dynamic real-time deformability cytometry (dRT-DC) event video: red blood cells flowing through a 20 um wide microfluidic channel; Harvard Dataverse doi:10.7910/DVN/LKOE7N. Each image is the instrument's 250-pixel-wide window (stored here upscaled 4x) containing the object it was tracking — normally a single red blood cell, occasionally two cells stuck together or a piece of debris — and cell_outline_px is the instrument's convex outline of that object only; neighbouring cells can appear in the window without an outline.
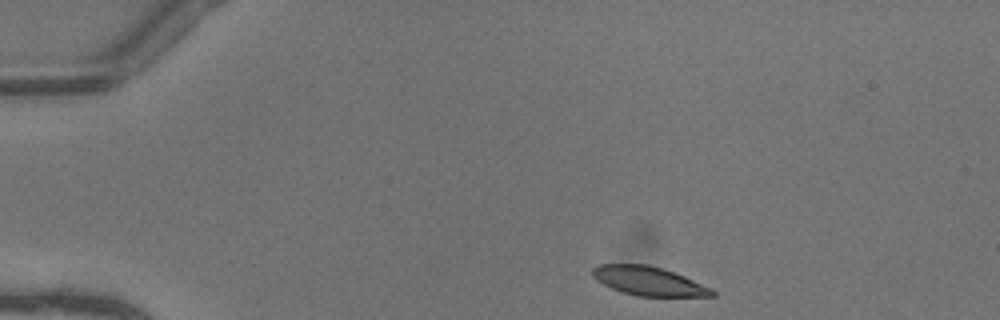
{"species": "common noctule bat (a hibernating species)", "species_latin": "Nyctalus noctula", "temperature_condition": "warm", "stored_images_in_passage": 43, "camera_frame_rate_fps": 3000, "um_per_image_px": 0.085, "animal": {"sex": "female"}, "frame": {"image": 1, "passage_image": 1, "time_ms": 0.0, "image_size_px": [1000, 320], "cell_outline_px": [[716, 296], [636, 296], [620, 292], [596, 280], [592, 276], [592, 268], [600, 264], [648, 264], [684, 276], [712, 288], [716, 292]], "centroid_in_image_um": [55.12, 23.89], "position_along_channel_um": 29.9, "area_um2": 20.11}}
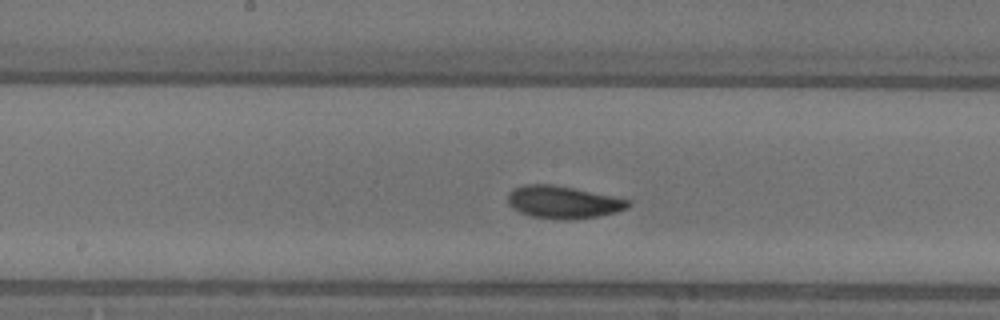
{"frame": {"image": 2, "passage_image": 19, "time_ms": 6.0, "image_size_px": [1000, 320], "cell_outline_px": [[632, 204], [628, 208], [616, 212], [600, 216], [572, 220], [556, 220], [532, 216], [520, 212], [512, 208], [508, 204], [508, 196], [512, 188], [524, 184], [552, 184], [572, 188], [628, 200]], "centroid_in_image_um": [47.83, 17.2], "position_along_channel_um": 200.4, "area_um2": 22.77}}
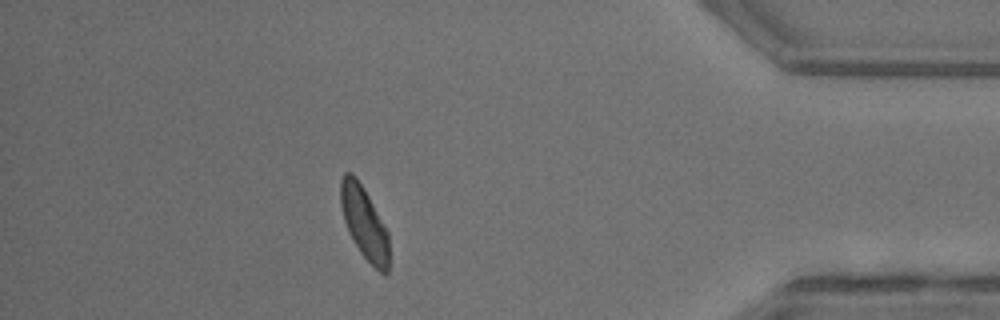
{"frame": {"image": 3, "passage_image": 37, "time_ms": 12.0, "image_size_px": [1000, 320], "cell_outline_px": [[388, 272], [384, 276], [360, 252], [348, 232], [344, 220], [340, 204], [340, 180], [344, 172], [352, 172], [356, 176], [364, 188], [388, 232]], "centroid_in_image_um": [30.94, 18.9], "position_along_channel_um": 404.3, "area_um2": 20.35}, "authors_computed_cell_mechanics": {"area_um2": 21.675, "velocity_mm_per_s": 4.0723, "shape_relaxation_time_tau1_ms": 4.5922, "shape_relaxation_time_tau2_ms": 2.8946, "deformation_change_tau1": 0.1352, "deformation_change_tau2": 0.0787}}